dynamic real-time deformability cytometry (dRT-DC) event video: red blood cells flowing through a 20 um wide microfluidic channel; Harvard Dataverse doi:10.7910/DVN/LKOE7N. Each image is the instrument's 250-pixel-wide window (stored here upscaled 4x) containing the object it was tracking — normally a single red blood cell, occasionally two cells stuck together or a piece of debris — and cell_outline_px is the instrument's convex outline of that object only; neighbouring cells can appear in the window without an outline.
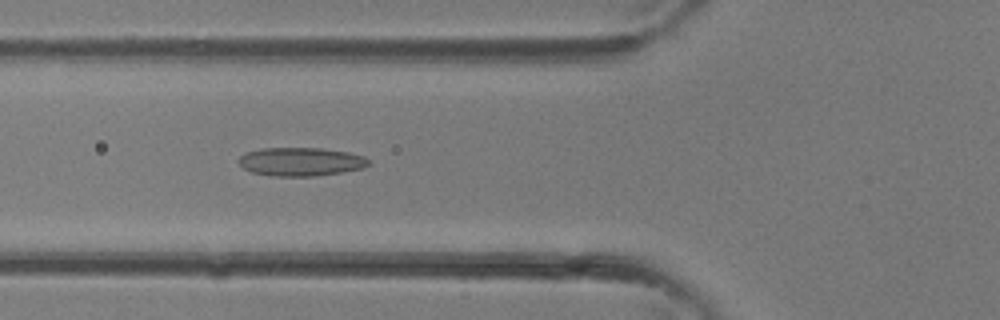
{"species": "common noctule bat (a hibernating species)", "species_latin": "Nyctalus noctula", "temperature_condition": "room temperature", "stored_images_in_passage": 30, "camera_frame_rate_fps": 3000, "um_per_image_px": 0.085, "animal": {"sex": "female"}, "frame": {"image": 1, "passage_image": 8, "time_ms": 2.333, "image_size_px": [1000, 320], "cell_outline_px": [[368, 164], [364, 168], [316, 176], [272, 176], [252, 172], [244, 168], [236, 160], [244, 152], [264, 148], [320, 148], [348, 152], [364, 156], [368, 160]], "centroid_in_image_um": [25.53, 13.74], "position_along_channel_um": 100.3, "area_um2": 21.56}}
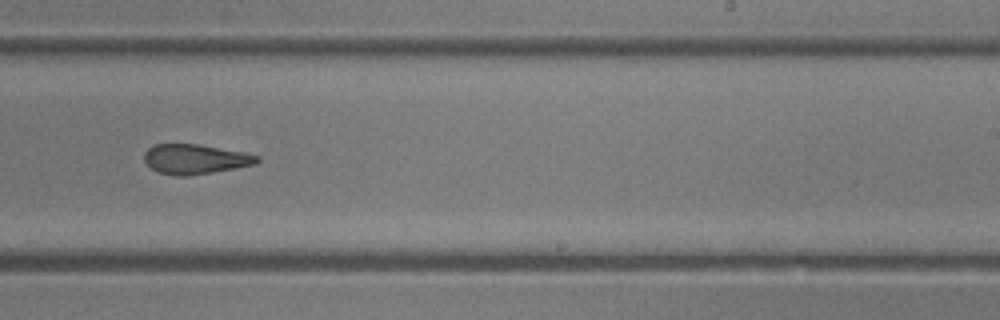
{"frame": {"image": 2, "passage_image": 17, "time_ms": 5.333, "image_size_px": [1000, 320], "cell_outline_px": [[260, 160], [256, 164], [212, 172], [188, 176], [176, 176], [160, 172], [152, 168], [144, 160], [144, 152], [152, 144], [200, 144], [260, 156]], "centroid_in_image_um": [16.57, 13.52], "position_along_channel_um": 272.4, "area_um2": 19.42}}
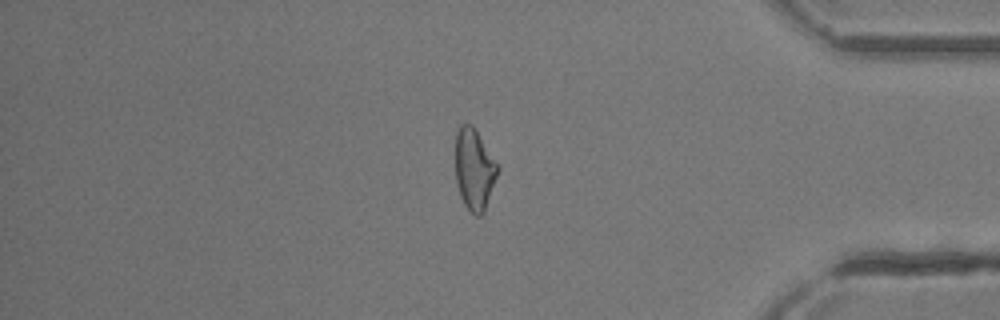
{"frame": {"image": 3, "passage_image": 25, "time_ms": 8.0, "image_size_px": [1000, 320], "cell_outline_px": [[500, 168], [484, 212], [480, 216], [476, 216], [464, 204], [460, 196], [456, 180], [456, 132], [460, 124], [472, 124]], "centroid_in_image_um": [40.31, 14.39], "position_along_channel_um": 394.9, "area_um2": 19.83}}